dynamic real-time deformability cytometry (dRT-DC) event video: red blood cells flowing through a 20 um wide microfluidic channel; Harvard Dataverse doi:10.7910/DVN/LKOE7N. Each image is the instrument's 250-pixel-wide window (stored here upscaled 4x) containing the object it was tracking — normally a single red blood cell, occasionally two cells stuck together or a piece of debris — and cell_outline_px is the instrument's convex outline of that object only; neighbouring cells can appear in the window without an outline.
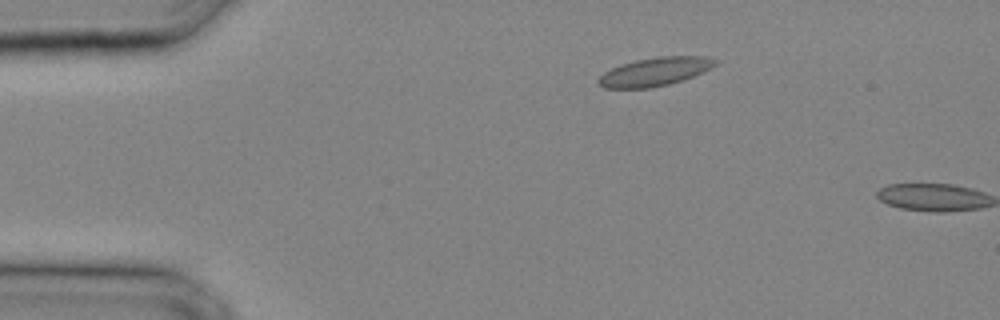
{"species": "common noctule bat (a hibernating species)", "species_latin": "Nyctalus noctula", "temperature_condition": "cold", "stored_images_in_passage": 6, "camera_frame_rate_fps": 3000, "um_per_image_px": 0.085, "animal": {"sex": "male", "body_mass_g": 20.4}, "frame": {"image": 1, "passage_image": 5, "time_ms": 1.333, "image_size_px": [1000, 320], "cell_outline_px": [[716, 64], [684, 80], [668, 84], [648, 88], [604, 88], [596, 84], [596, 80], [604, 72], [620, 64], [636, 60], [656, 56], [704, 56], [716, 60]], "centroid_in_image_um": [55.58, 6.09], "position_along_channel_um": 29.4, "area_um2": 19.25}}